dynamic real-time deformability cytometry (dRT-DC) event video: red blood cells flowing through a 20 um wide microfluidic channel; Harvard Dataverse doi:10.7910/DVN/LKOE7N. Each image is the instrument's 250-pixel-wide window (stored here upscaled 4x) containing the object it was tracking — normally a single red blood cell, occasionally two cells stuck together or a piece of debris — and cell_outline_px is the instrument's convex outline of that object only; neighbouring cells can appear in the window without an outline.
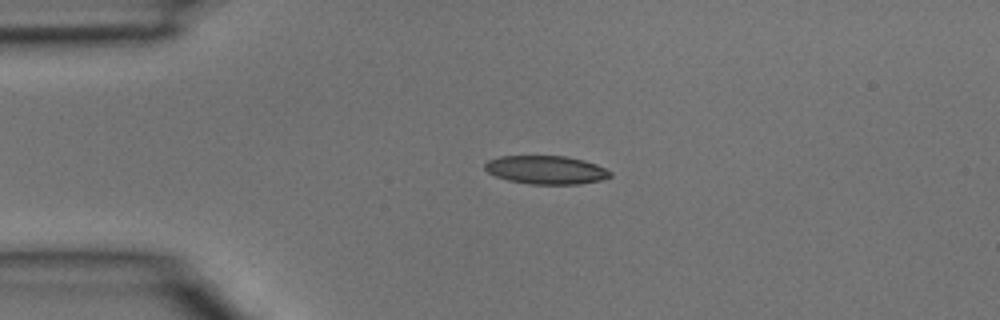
{"species": "common noctule bat (a hibernating species)", "species_latin": "Nyctalus noctula", "temperature_condition": "room temperature", "stored_images_in_passage": 3, "camera_frame_rate_fps": 3000, "um_per_image_px": 0.085, "animal": {"sex": "male", "body_mass_g": 15.6}, "frame": {"image": 1, "passage_image": 2, "time_ms": 0.333, "image_size_px": [1000, 320], "cell_outline_px": [[612, 176], [600, 180], [580, 184], [528, 184], [508, 180], [496, 176], [488, 172], [484, 168], [484, 164], [488, 160], [500, 156], [564, 156], [584, 160], [596, 164], [612, 172]], "centroid_in_image_um": [46.41, 14.44], "position_along_channel_um": 38.6, "area_um2": 20.75}}